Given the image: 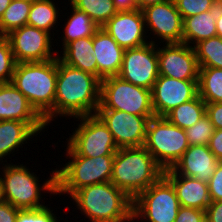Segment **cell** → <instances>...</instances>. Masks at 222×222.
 Masks as SVG:
<instances>
[{"mask_svg":"<svg viewBox=\"0 0 222 222\" xmlns=\"http://www.w3.org/2000/svg\"><path fill=\"white\" fill-rule=\"evenodd\" d=\"M24 1H28L30 3L36 2V1H40V0H24Z\"/></svg>","mask_w":222,"mask_h":222,"instance_id":"cell-49","label":"cell"},{"mask_svg":"<svg viewBox=\"0 0 222 222\" xmlns=\"http://www.w3.org/2000/svg\"><path fill=\"white\" fill-rule=\"evenodd\" d=\"M69 197L87 222H134L133 200L110 181L85 186Z\"/></svg>","mask_w":222,"mask_h":222,"instance_id":"cell-3","label":"cell"},{"mask_svg":"<svg viewBox=\"0 0 222 222\" xmlns=\"http://www.w3.org/2000/svg\"><path fill=\"white\" fill-rule=\"evenodd\" d=\"M158 76L157 44L149 42L136 48L125 49L118 77L152 90Z\"/></svg>","mask_w":222,"mask_h":222,"instance_id":"cell-13","label":"cell"},{"mask_svg":"<svg viewBox=\"0 0 222 222\" xmlns=\"http://www.w3.org/2000/svg\"><path fill=\"white\" fill-rule=\"evenodd\" d=\"M96 114L107 125L118 148L144 146L148 122L154 117L114 109H98Z\"/></svg>","mask_w":222,"mask_h":222,"instance_id":"cell-14","label":"cell"},{"mask_svg":"<svg viewBox=\"0 0 222 222\" xmlns=\"http://www.w3.org/2000/svg\"><path fill=\"white\" fill-rule=\"evenodd\" d=\"M6 37V35L1 31L0 28V41L3 40Z\"/></svg>","mask_w":222,"mask_h":222,"instance_id":"cell-46","label":"cell"},{"mask_svg":"<svg viewBox=\"0 0 222 222\" xmlns=\"http://www.w3.org/2000/svg\"><path fill=\"white\" fill-rule=\"evenodd\" d=\"M198 95L205 103L222 102V69L199 67Z\"/></svg>","mask_w":222,"mask_h":222,"instance_id":"cell-28","label":"cell"},{"mask_svg":"<svg viewBox=\"0 0 222 222\" xmlns=\"http://www.w3.org/2000/svg\"><path fill=\"white\" fill-rule=\"evenodd\" d=\"M144 147L163 169L172 168L189 148L185 129L172 124L166 117L154 116L147 126Z\"/></svg>","mask_w":222,"mask_h":222,"instance_id":"cell-8","label":"cell"},{"mask_svg":"<svg viewBox=\"0 0 222 222\" xmlns=\"http://www.w3.org/2000/svg\"><path fill=\"white\" fill-rule=\"evenodd\" d=\"M74 120L80 122L74 123L77 127L73 128L72 134L66 139V156L115 155L119 148L107 125L97 114L77 117Z\"/></svg>","mask_w":222,"mask_h":222,"instance_id":"cell-7","label":"cell"},{"mask_svg":"<svg viewBox=\"0 0 222 222\" xmlns=\"http://www.w3.org/2000/svg\"><path fill=\"white\" fill-rule=\"evenodd\" d=\"M217 6H222V0H214Z\"/></svg>","mask_w":222,"mask_h":222,"instance_id":"cell-47","label":"cell"},{"mask_svg":"<svg viewBox=\"0 0 222 222\" xmlns=\"http://www.w3.org/2000/svg\"><path fill=\"white\" fill-rule=\"evenodd\" d=\"M136 1H137L138 9L142 11L144 8L148 6L164 3L169 0H136Z\"/></svg>","mask_w":222,"mask_h":222,"instance_id":"cell-44","label":"cell"},{"mask_svg":"<svg viewBox=\"0 0 222 222\" xmlns=\"http://www.w3.org/2000/svg\"><path fill=\"white\" fill-rule=\"evenodd\" d=\"M113 2L118 12L138 9L136 0H113Z\"/></svg>","mask_w":222,"mask_h":222,"instance_id":"cell-42","label":"cell"},{"mask_svg":"<svg viewBox=\"0 0 222 222\" xmlns=\"http://www.w3.org/2000/svg\"><path fill=\"white\" fill-rule=\"evenodd\" d=\"M37 135L38 133L28 123L16 120H1L0 164L6 163L8 157L17 154L15 152H19L18 148L22 149L25 144L31 143L29 141H33L32 138L37 137Z\"/></svg>","mask_w":222,"mask_h":222,"instance_id":"cell-22","label":"cell"},{"mask_svg":"<svg viewBox=\"0 0 222 222\" xmlns=\"http://www.w3.org/2000/svg\"><path fill=\"white\" fill-rule=\"evenodd\" d=\"M3 201V196H2V187H1V183H0V202Z\"/></svg>","mask_w":222,"mask_h":222,"instance_id":"cell-48","label":"cell"},{"mask_svg":"<svg viewBox=\"0 0 222 222\" xmlns=\"http://www.w3.org/2000/svg\"><path fill=\"white\" fill-rule=\"evenodd\" d=\"M163 172L144 146L119 148L114 156L110 182L134 200L153 185Z\"/></svg>","mask_w":222,"mask_h":222,"instance_id":"cell-5","label":"cell"},{"mask_svg":"<svg viewBox=\"0 0 222 222\" xmlns=\"http://www.w3.org/2000/svg\"><path fill=\"white\" fill-rule=\"evenodd\" d=\"M19 210L20 209L3 200L0 202V222H16Z\"/></svg>","mask_w":222,"mask_h":222,"instance_id":"cell-39","label":"cell"},{"mask_svg":"<svg viewBox=\"0 0 222 222\" xmlns=\"http://www.w3.org/2000/svg\"><path fill=\"white\" fill-rule=\"evenodd\" d=\"M215 128L207 115L203 116L193 126L185 129L189 146L208 145Z\"/></svg>","mask_w":222,"mask_h":222,"instance_id":"cell-32","label":"cell"},{"mask_svg":"<svg viewBox=\"0 0 222 222\" xmlns=\"http://www.w3.org/2000/svg\"><path fill=\"white\" fill-rule=\"evenodd\" d=\"M57 58L16 63L11 83L28 99L47 126L54 121Z\"/></svg>","mask_w":222,"mask_h":222,"instance_id":"cell-2","label":"cell"},{"mask_svg":"<svg viewBox=\"0 0 222 222\" xmlns=\"http://www.w3.org/2000/svg\"><path fill=\"white\" fill-rule=\"evenodd\" d=\"M100 83L97 76L69 66L57 57L54 121L59 117L73 119L96 114L100 103Z\"/></svg>","mask_w":222,"mask_h":222,"instance_id":"cell-1","label":"cell"},{"mask_svg":"<svg viewBox=\"0 0 222 222\" xmlns=\"http://www.w3.org/2000/svg\"><path fill=\"white\" fill-rule=\"evenodd\" d=\"M217 36L222 38V6H216Z\"/></svg>","mask_w":222,"mask_h":222,"instance_id":"cell-43","label":"cell"},{"mask_svg":"<svg viewBox=\"0 0 222 222\" xmlns=\"http://www.w3.org/2000/svg\"><path fill=\"white\" fill-rule=\"evenodd\" d=\"M175 222H206V213L197 208L181 206Z\"/></svg>","mask_w":222,"mask_h":222,"instance_id":"cell-37","label":"cell"},{"mask_svg":"<svg viewBox=\"0 0 222 222\" xmlns=\"http://www.w3.org/2000/svg\"><path fill=\"white\" fill-rule=\"evenodd\" d=\"M216 36V7L183 20L182 43L194 47L200 41Z\"/></svg>","mask_w":222,"mask_h":222,"instance_id":"cell-24","label":"cell"},{"mask_svg":"<svg viewBox=\"0 0 222 222\" xmlns=\"http://www.w3.org/2000/svg\"><path fill=\"white\" fill-rule=\"evenodd\" d=\"M84 11L99 27H102L118 11L113 0H68Z\"/></svg>","mask_w":222,"mask_h":222,"instance_id":"cell-29","label":"cell"},{"mask_svg":"<svg viewBox=\"0 0 222 222\" xmlns=\"http://www.w3.org/2000/svg\"><path fill=\"white\" fill-rule=\"evenodd\" d=\"M50 208L47 204L36 209H21L18 211L16 222H59L60 217Z\"/></svg>","mask_w":222,"mask_h":222,"instance_id":"cell-35","label":"cell"},{"mask_svg":"<svg viewBox=\"0 0 222 222\" xmlns=\"http://www.w3.org/2000/svg\"><path fill=\"white\" fill-rule=\"evenodd\" d=\"M211 202L222 201V161H220L208 181Z\"/></svg>","mask_w":222,"mask_h":222,"instance_id":"cell-36","label":"cell"},{"mask_svg":"<svg viewBox=\"0 0 222 222\" xmlns=\"http://www.w3.org/2000/svg\"><path fill=\"white\" fill-rule=\"evenodd\" d=\"M198 95V80H178L159 75L151 90L155 116L165 117L171 110Z\"/></svg>","mask_w":222,"mask_h":222,"instance_id":"cell-16","label":"cell"},{"mask_svg":"<svg viewBox=\"0 0 222 222\" xmlns=\"http://www.w3.org/2000/svg\"><path fill=\"white\" fill-rule=\"evenodd\" d=\"M219 162L208 145H192L171 169L179 175L208 183Z\"/></svg>","mask_w":222,"mask_h":222,"instance_id":"cell-19","label":"cell"},{"mask_svg":"<svg viewBox=\"0 0 222 222\" xmlns=\"http://www.w3.org/2000/svg\"><path fill=\"white\" fill-rule=\"evenodd\" d=\"M157 44L159 75L178 80H198L199 65L194 47L185 43Z\"/></svg>","mask_w":222,"mask_h":222,"instance_id":"cell-15","label":"cell"},{"mask_svg":"<svg viewBox=\"0 0 222 222\" xmlns=\"http://www.w3.org/2000/svg\"><path fill=\"white\" fill-rule=\"evenodd\" d=\"M163 175L172 183L182 207L205 211L211 203L208 183L194 177L179 175L171 168L164 170Z\"/></svg>","mask_w":222,"mask_h":222,"instance_id":"cell-21","label":"cell"},{"mask_svg":"<svg viewBox=\"0 0 222 222\" xmlns=\"http://www.w3.org/2000/svg\"><path fill=\"white\" fill-rule=\"evenodd\" d=\"M93 50L97 63V77L103 80L106 77L118 76L125 49L102 27L93 35Z\"/></svg>","mask_w":222,"mask_h":222,"instance_id":"cell-20","label":"cell"},{"mask_svg":"<svg viewBox=\"0 0 222 222\" xmlns=\"http://www.w3.org/2000/svg\"><path fill=\"white\" fill-rule=\"evenodd\" d=\"M206 115V103L197 95L194 99L180 104L165 117L174 125L186 129Z\"/></svg>","mask_w":222,"mask_h":222,"instance_id":"cell-27","label":"cell"},{"mask_svg":"<svg viewBox=\"0 0 222 222\" xmlns=\"http://www.w3.org/2000/svg\"><path fill=\"white\" fill-rule=\"evenodd\" d=\"M70 5L71 13L69 16L66 13L67 18L64 21L63 33L61 37L57 36L62 42H57L58 44H62L59 46L60 50L63 49L68 43L75 41L79 38L93 36L95 31L99 28V26L84 12L76 7H74L69 1L67 2ZM67 20V21H66Z\"/></svg>","mask_w":222,"mask_h":222,"instance_id":"cell-25","label":"cell"},{"mask_svg":"<svg viewBox=\"0 0 222 222\" xmlns=\"http://www.w3.org/2000/svg\"><path fill=\"white\" fill-rule=\"evenodd\" d=\"M57 57L65 64L97 76V63L93 50V36L79 38L68 43Z\"/></svg>","mask_w":222,"mask_h":222,"instance_id":"cell-23","label":"cell"},{"mask_svg":"<svg viewBox=\"0 0 222 222\" xmlns=\"http://www.w3.org/2000/svg\"><path fill=\"white\" fill-rule=\"evenodd\" d=\"M51 36L45 30L24 25L9 32L6 38L10 43L15 62L20 63L57 58L56 48L52 41L54 39Z\"/></svg>","mask_w":222,"mask_h":222,"instance_id":"cell-11","label":"cell"},{"mask_svg":"<svg viewBox=\"0 0 222 222\" xmlns=\"http://www.w3.org/2000/svg\"><path fill=\"white\" fill-rule=\"evenodd\" d=\"M177 10L184 20L187 17L198 15L214 9L217 5L214 0H174Z\"/></svg>","mask_w":222,"mask_h":222,"instance_id":"cell-34","label":"cell"},{"mask_svg":"<svg viewBox=\"0 0 222 222\" xmlns=\"http://www.w3.org/2000/svg\"><path fill=\"white\" fill-rule=\"evenodd\" d=\"M208 146L215 157L222 161V129H215Z\"/></svg>","mask_w":222,"mask_h":222,"instance_id":"cell-40","label":"cell"},{"mask_svg":"<svg viewBox=\"0 0 222 222\" xmlns=\"http://www.w3.org/2000/svg\"><path fill=\"white\" fill-rule=\"evenodd\" d=\"M206 115L215 129H222V102L206 103Z\"/></svg>","mask_w":222,"mask_h":222,"instance_id":"cell-38","label":"cell"},{"mask_svg":"<svg viewBox=\"0 0 222 222\" xmlns=\"http://www.w3.org/2000/svg\"><path fill=\"white\" fill-rule=\"evenodd\" d=\"M199 67L222 69V38L212 37L194 46Z\"/></svg>","mask_w":222,"mask_h":222,"instance_id":"cell-30","label":"cell"},{"mask_svg":"<svg viewBox=\"0 0 222 222\" xmlns=\"http://www.w3.org/2000/svg\"><path fill=\"white\" fill-rule=\"evenodd\" d=\"M180 207L172 183L162 175L133 200V221L175 222Z\"/></svg>","mask_w":222,"mask_h":222,"instance_id":"cell-10","label":"cell"},{"mask_svg":"<svg viewBox=\"0 0 222 222\" xmlns=\"http://www.w3.org/2000/svg\"><path fill=\"white\" fill-rule=\"evenodd\" d=\"M16 120L28 123L41 136L47 127L44 119L28 99L10 82L0 84V121ZM41 132V133H40Z\"/></svg>","mask_w":222,"mask_h":222,"instance_id":"cell-18","label":"cell"},{"mask_svg":"<svg viewBox=\"0 0 222 222\" xmlns=\"http://www.w3.org/2000/svg\"><path fill=\"white\" fill-rule=\"evenodd\" d=\"M19 164H0L3 200L20 210L45 207L44 194L56 196V170L52 169L49 177L40 184V178L26 163Z\"/></svg>","mask_w":222,"mask_h":222,"instance_id":"cell-4","label":"cell"},{"mask_svg":"<svg viewBox=\"0 0 222 222\" xmlns=\"http://www.w3.org/2000/svg\"><path fill=\"white\" fill-rule=\"evenodd\" d=\"M12 0H0V18L2 17L5 9L10 5Z\"/></svg>","mask_w":222,"mask_h":222,"instance_id":"cell-45","label":"cell"},{"mask_svg":"<svg viewBox=\"0 0 222 222\" xmlns=\"http://www.w3.org/2000/svg\"><path fill=\"white\" fill-rule=\"evenodd\" d=\"M57 5V1L55 0H40L33 2L28 15L27 25L47 31L55 39L54 36L58 35L57 31L59 30H56V33H54V31L57 29V25H60L59 22L62 21L59 19L61 18L60 14L62 13L60 12H62V10H60V7L58 8Z\"/></svg>","mask_w":222,"mask_h":222,"instance_id":"cell-26","label":"cell"},{"mask_svg":"<svg viewBox=\"0 0 222 222\" xmlns=\"http://www.w3.org/2000/svg\"><path fill=\"white\" fill-rule=\"evenodd\" d=\"M15 65L10 43L5 37L0 41V84L11 82Z\"/></svg>","mask_w":222,"mask_h":222,"instance_id":"cell-33","label":"cell"},{"mask_svg":"<svg viewBox=\"0 0 222 222\" xmlns=\"http://www.w3.org/2000/svg\"><path fill=\"white\" fill-rule=\"evenodd\" d=\"M142 12L151 43H182L183 19L174 0L148 6Z\"/></svg>","mask_w":222,"mask_h":222,"instance_id":"cell-12","label":"cell"},{"mask_svg":"<svg viewBox=\"0 0 222 222\" xmlns=\"http://www.w3.org/2000/svg\"><path fill=\"white\" fill-rule=\"evenodd\" d=\"M98 109H114L137 116H155L151 90L136 86L118 76L101 80Z\"/></svg>","mask_w":222,"mask_h":222,"instance_id":"cell-9","label":"cell"},{"mask_svg":"<svg viewBox=\"0 0 222 222\" xmlns=\"http://www.w3.org/2000/svg\"><path fill=\"white\" fill-rule=\"evenodd\" d=\"M205 213L206 222H222V201L211 202Z\"/></svg>","mask_w":222,"mask_h":222,"instance_id":"cell-41","label":"cell"},{"mask_svg":"<svg viewBox=\"0 0 222 222\" xmlns=\"http://www.w3.org/2000/svg\"><path fill=\"white\" fill-rule=\"evenodd\" d=\"M102 28L124 49L136 48L150 42L144 15L139 9L117 12Z\"/></svg>","mask_w":222,"mask_h":222,"instance_id":"cell-17","label":"cell"},{"mask_svg":"<svg viewBox=\"0 0 222 222\" xmlns=\"http://www.w3.org/2000/svg\"><path fill=\"white\" fill-rule=\"evenodd\" d=\"M32 3L24 0H12L0 18L1 31L7 35L14 29L27 25Z\"/></svg>","mask_w":222,"mask_h":222,"instance_id":"cell-31","label":"cell"},{"mask_svg":"<svg viewBox=\"0 0 222 222\" xmlns=\"http://www.w3.org/2000/svg\"><path fill=\"white\" fill-rule=\"evenodd\" d=\"M114 156H66L68 162L55 169L56 195L68 197L85 186L109 182Z\"/></svg>","mask_w":222,"mask_h":222,"instance_id":"cell-6","label":"cell"}]
</instances>
